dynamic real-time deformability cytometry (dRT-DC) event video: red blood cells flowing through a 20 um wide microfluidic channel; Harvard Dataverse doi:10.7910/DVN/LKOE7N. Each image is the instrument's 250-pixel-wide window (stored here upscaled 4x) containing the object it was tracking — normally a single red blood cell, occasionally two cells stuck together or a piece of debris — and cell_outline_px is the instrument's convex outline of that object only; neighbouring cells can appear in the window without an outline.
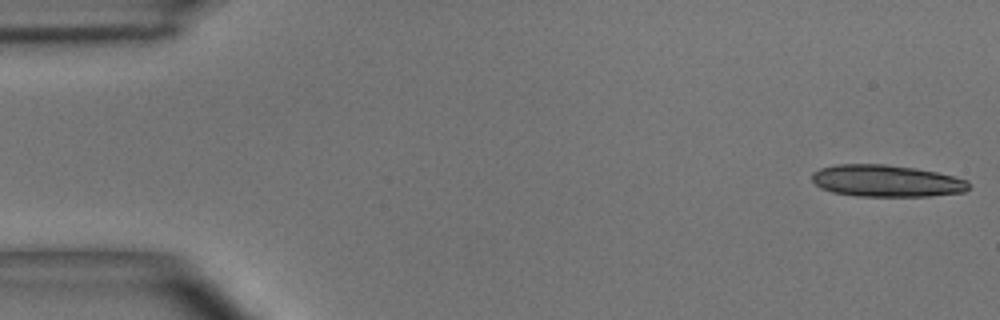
{"species": "common noctule bat (a hibernating species)", "species_latin": "Nyctalus noctula", "temperature_condition": "room temperature", "stored_images_in_passage": 22, "camera_frame_rate_fps": 3000, "um_per_image_px": 0.085, "animal": {"sex": "male", "body_mass_g": 15.6}, "frame": {"image": 1, "passage_image": 1, "time_ms": 0.0, "image_size_px": [1000, 320], "cell_outline_px": [[968, 188], [964, 192], [928, 196], [856, 196], [832, 192], [820, 188], [812, 180], [812, 172], [820, 168], [836, 164], [884, 164], [916, 168], [936, 172], [968, 180]], "centroid_in_image_um": [75.3, 15.37], "position_along_channel_um": 9.7, "area_um2": 29.13}}